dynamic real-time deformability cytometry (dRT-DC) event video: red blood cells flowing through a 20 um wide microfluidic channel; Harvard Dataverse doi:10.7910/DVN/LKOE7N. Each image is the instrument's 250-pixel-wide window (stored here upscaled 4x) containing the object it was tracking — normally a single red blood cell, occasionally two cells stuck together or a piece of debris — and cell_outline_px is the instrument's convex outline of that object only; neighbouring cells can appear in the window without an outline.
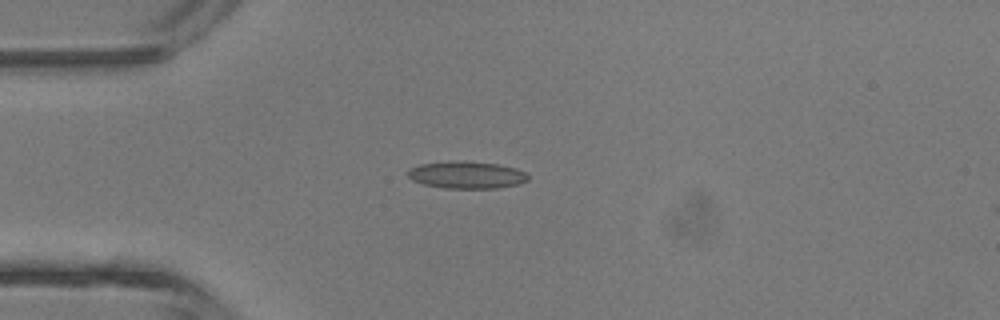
{"species": "common noctule bat (a hibernating species)", "species_latin": "Nyctalus noctula", "temperature_condition": "room temperature", "stored_images_in_passage": 4, "camera_frame_rate_fps": 3000, "um_per_image_px": 0.085, "animal": {"sex": "male", "body_mass_g": 13.3}, "frame": {"image": 1, "passage_image": 3, "time_ms": 2.333, "image_size_px": [1000, 320], "cell_outline_px": [[528, 180], [516, 184], [496, 188], [444, 188], [424, 184], [412, 180], [408, 176], [408, 168], [420, 164], [448, 160], [464, 160], [496, 164], [516, 168], [524, 172], [528, 176]], "centroid_in_image_um": [39.61, 14.85], "position_along_channel_um": 45.4, "area_um2": 19.13}}